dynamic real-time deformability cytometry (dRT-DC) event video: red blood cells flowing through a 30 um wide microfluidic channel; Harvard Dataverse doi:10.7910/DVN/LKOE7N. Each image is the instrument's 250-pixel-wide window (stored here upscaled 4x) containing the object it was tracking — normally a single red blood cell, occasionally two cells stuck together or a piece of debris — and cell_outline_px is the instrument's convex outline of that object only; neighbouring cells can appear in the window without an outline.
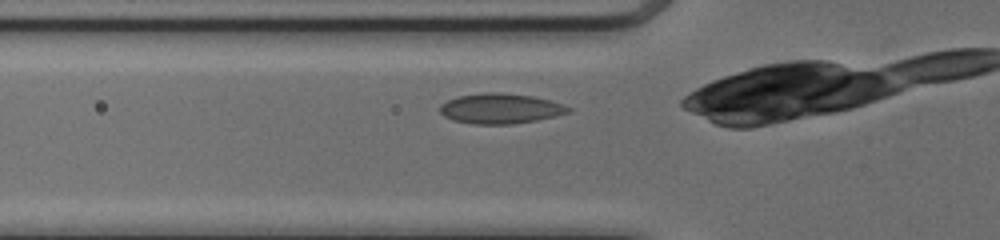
{"species": "common noctule bat (a hibernating species)", "species_latin": "Nyctalus noctula", "temperature_condition": "cold", "stored_images_in_passage": 7, "camera_frame_rate_fps": 3000, "um_per_image_px": 0.085, "animal": {"sex": "female", "body_mass_g": 17.0, "forearm_length_mm": 48.0}, "frame": {"image": 1, "passage_image": 2, "time_ms": 0.333, "image_size_px": [1000, 240], "cell_outline_px": [[572, 112], [536, 120], [512, 124], [476, 124], [452, 120], [444, 116], [440, 112], [440, 104], [456, 96], [484, 92], [500, 92], [532, 96], [564, 104], [572, 108]], "centroid_in_image_um": [42.53, 9.22], "position_along_channel_um": 83.3, "area_um2": 22.66}}
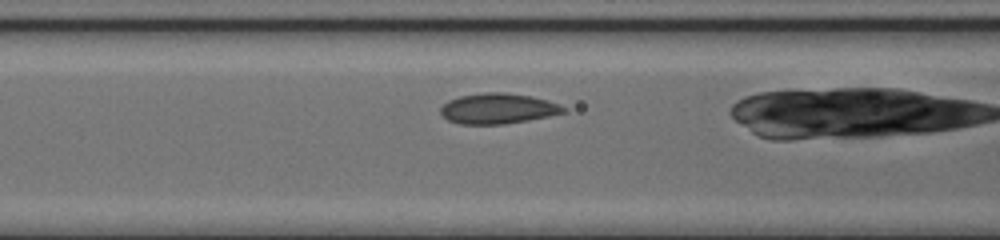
{"frame": {"image": 2, "passage_image": 5, "time_ms": 1.333, "image_size_px": [1000, 240], "cell_outline_px": [[568, 112], [528, 120], [504, 124], [460, 124], [448, 120], [440, 112], [440, 108], [448, 100], [460, 96], [484, 92], [508, 92], [532, 96], [548, 100], [560, 104], [568, 108]], "centroid_in_image_um": [42.37, 9.22], "position_along_channel_um": 124.2, "area_um2": 22.02}}